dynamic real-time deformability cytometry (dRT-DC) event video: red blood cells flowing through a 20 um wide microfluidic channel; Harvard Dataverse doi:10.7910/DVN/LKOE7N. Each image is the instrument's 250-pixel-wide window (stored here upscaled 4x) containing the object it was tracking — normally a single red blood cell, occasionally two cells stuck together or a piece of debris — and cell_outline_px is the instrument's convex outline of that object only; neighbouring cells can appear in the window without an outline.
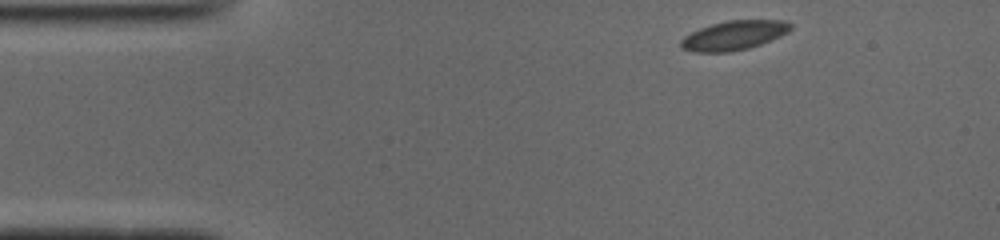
{"species": "common noctule bat (a hibernating species)", "species_latin": "Nyctalus noctula", "temperature_condition": "cold", "stored_images_in_passage": 47, "camera_frame_rate_fps": 3000, "um_per_image_px": 0.085, "animal": {"sex": "male", "body_mass_g": 19.0, "forearm_length_mm": 50.8}, "frame": {"image": 1, "passage_image": 1, "time_ms": 0.0, "image_size_px": [1000, 240], "cell_outline_px": [[792, 28], [788, 32], [780, 36], [760, 44], [748, 48], [728, 52], [696, 52], [680, 48], [680, 40], [684, 36], [700, 28], [712, 24], [728, 20], [784, 20], [792, 24]], "centroid_in_image_um": [62.38, 3.0], "position_along_channel_um": 22.6, "area_um2": 18.67}}
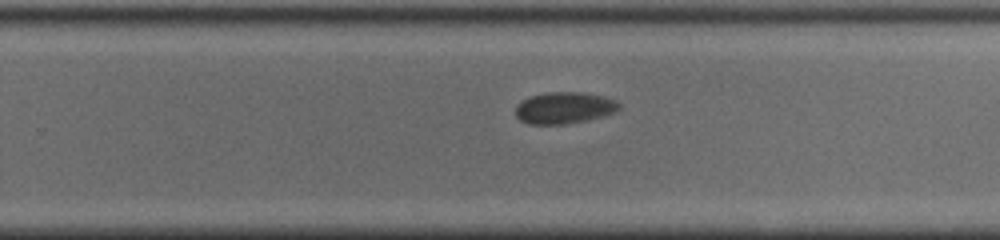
{"frame": {"image": 2, "passage_image": 27, "time_ms": 8.667, "image_size_px": [1000, 240], "cell_outline_px": [[620, 108], [616, 112], [584, 120], [564, 124], [528, 124], [520, 120], [516, 116], [516, 104], [520, 100], [544, 92], [584, 92], [604, 96], [616, 100], [620, 104]], "centroid_in_image_um": [47.94, 9.15], "position_along_channel_um": 281.9, "area_um2": 19.13}}
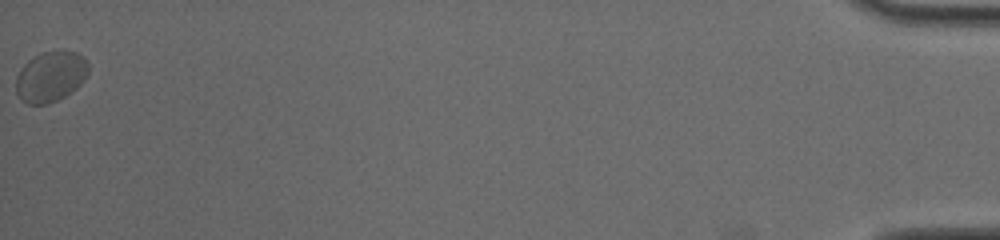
{"frame": {"image": 3, "passage_image": 47, "time_ms": 15.333, "image_size_px": [1000, 240], "cell_outline_px": [[88, 72], [84, 80], [76, 88], [64, 96], [48, 104], [28, 104], [20, 100], [16, 92], [16, 76], [20, 68], [28, 60], [44, 52], [76, 52], [84, 56], [88, 64]], "centroid_in_image_um": [4.28, 6.53], "position_along_channel_um": 430.9, "area_um2": 21.15}}